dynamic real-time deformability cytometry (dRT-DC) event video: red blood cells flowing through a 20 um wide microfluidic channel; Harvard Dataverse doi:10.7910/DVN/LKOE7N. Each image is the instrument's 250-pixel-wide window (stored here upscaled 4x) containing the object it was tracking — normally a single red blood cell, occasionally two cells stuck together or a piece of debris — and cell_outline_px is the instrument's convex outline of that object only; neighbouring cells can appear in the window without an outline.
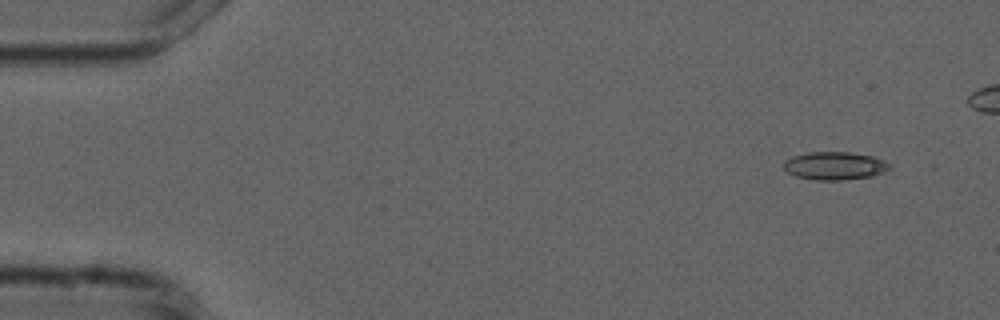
{"species": "common noctule bat (a hibernating species)", "species_latin": "Nyctalus noctula", "temperature_condition": "cold", "stored_images_in_passage": 5, "camera_frame_rate_fps": 3000, "um_per_image_px": 0.085, "animal": {"sex": "male", "forearm_length_mm": 52.5}, "frame": {"image": 1, "passage_image": 1, "time_ms": 0.0, "image_size_px": [1000, 320], "cell_outline_px": [[892, 168], [884, 172], [872, 176], [844, 180], [816, 180], [796, 176], [788, 172], [784, 168], [784, 160], [792, 156], [808, 152], [848, 152], [872, 156], [884, 160], [892, 164]], "centroid_in_image_um": [70.98, 14.09], "position_along_channel_um": 14.0, "area_um2": 17.4}}
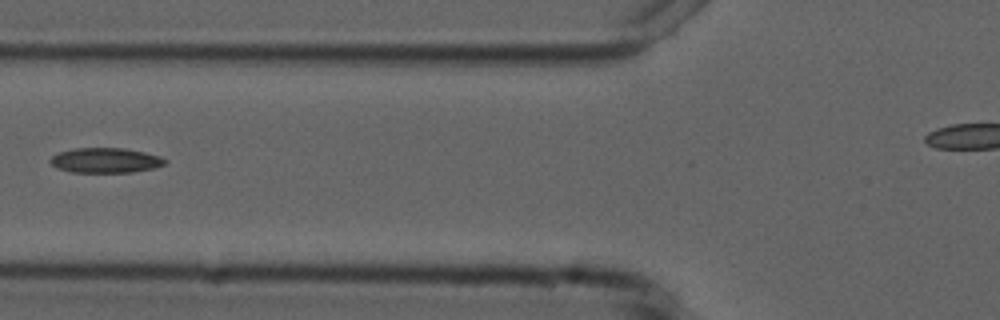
{"frame": {"image": 2, "passage_image": 5, "time_ms": 5.667, "image_size_px": [1000, 320], "cell_outline_px": [[168, 160], [164, 164], [156, 168], [132, 172], [72, 172], [56, 168], [48, 160], [52, 156], [60, 152], [76, 148], [124, 148], [144, 152], [160, 156]], "centroid_in_image_um": [8.98, 13.63], "position_along_channel_um": 116.8, "area_um2": 16.7}}